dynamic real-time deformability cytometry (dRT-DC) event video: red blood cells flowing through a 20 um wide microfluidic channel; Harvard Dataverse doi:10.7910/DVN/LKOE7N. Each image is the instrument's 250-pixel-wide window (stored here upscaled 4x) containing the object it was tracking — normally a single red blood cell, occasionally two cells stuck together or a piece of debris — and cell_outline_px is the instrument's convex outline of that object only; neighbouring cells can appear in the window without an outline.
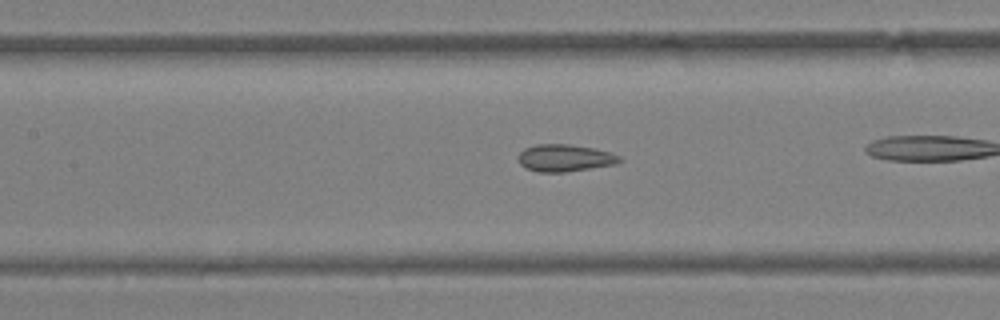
{"species": "Egyptian fruit bat (a non-hibernating species)", "species_latin": "Rousettus aegyptiacus", "temperature_condition": "warm", "stored_images_in_passage": 26, "camera_frame_rate_fps": 3000, "um_per_image_px": 0.085, "animal": {"sex": "female"}, "frame": {"image": 1, "passage_image": 10, "time_ms": 3.0, "image_size_px": [1000, 320], "cell_outline_px": [[624, 160], [616, 164], [564, 172], [536, 172], [520, 164], [516, 156], [524, 148], [536, 144], [568, 144], [596, 148], [612, 152], [620, 156]], "centroid_in_image_um": [48.02, 13.42], "position_along_channel_um": 159.4, "area_um2": 16.24}}